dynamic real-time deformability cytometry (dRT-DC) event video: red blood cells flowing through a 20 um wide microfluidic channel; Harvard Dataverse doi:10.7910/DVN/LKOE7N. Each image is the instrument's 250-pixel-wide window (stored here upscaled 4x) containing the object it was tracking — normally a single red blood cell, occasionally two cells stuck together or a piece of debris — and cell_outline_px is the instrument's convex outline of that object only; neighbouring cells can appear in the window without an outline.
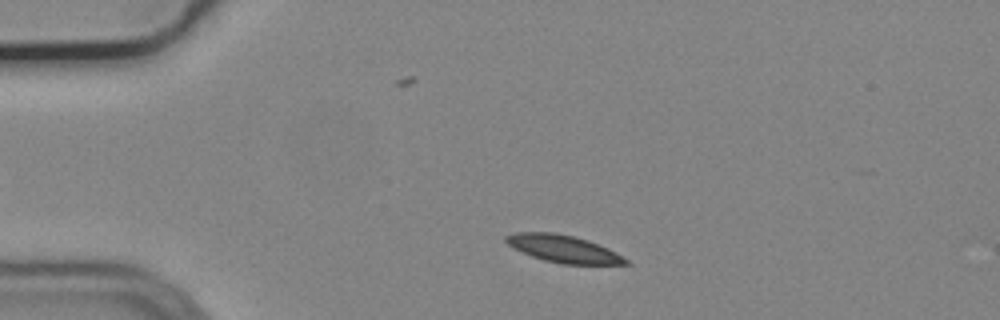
{"species": "common noctule bat (a hibernating species)", "species_latin": "Nyctalus noctula", "temperature_condition": "cold", "stored_images_in_passage": 43, "camera_frame_rate_fps": 3000, "um_per_image_px": 0.085, "animal": {"sex": "male", "body_mass_g": 19.2, "forearm_length_mm": 51.8}, "frame": {"image": 1, "passage_image": 6, "time_ms": 1.667, "image_size_px": [1000, 320], "cell_outline_px": [[632, 264], [560, 264], [544, 260], [532, 256], [508, 244], [504, 240], [504, 236], [516, 232], [556, 232], [588, 240], [608, 248], [628, 260]], "centroid_in_image_um": [47.89, 21.14], "position_along_channel_um": 37.1, "area_um2": 18.9}}
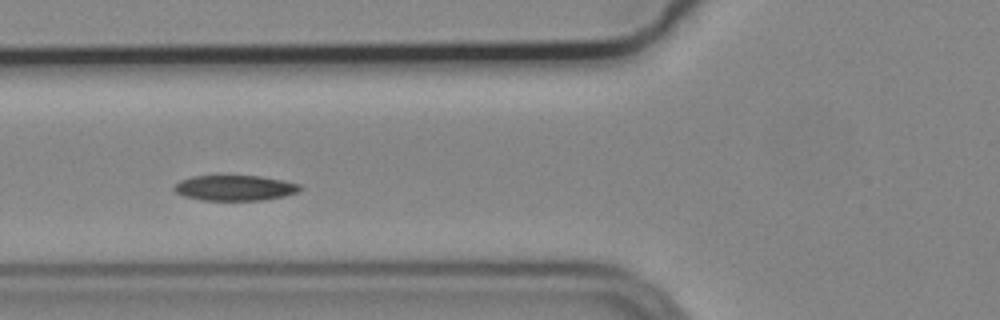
{"frame": {"image": 2, "passage_image": 15, "time_ms": 4.667, "image_size_px": [1000, 320], "cell_outline_px": [[304, 188], [296, 192], [284, 196], [260, 200], [204, 200], [184, 196], [176, 192], [172, 188], [180, 180], [192, 176], [260, 176], [300, 184]], "centroid_in_image_um": [19.95, 15.97], "position_along_channel_um": 105.8, "area_um2": 18.44}}
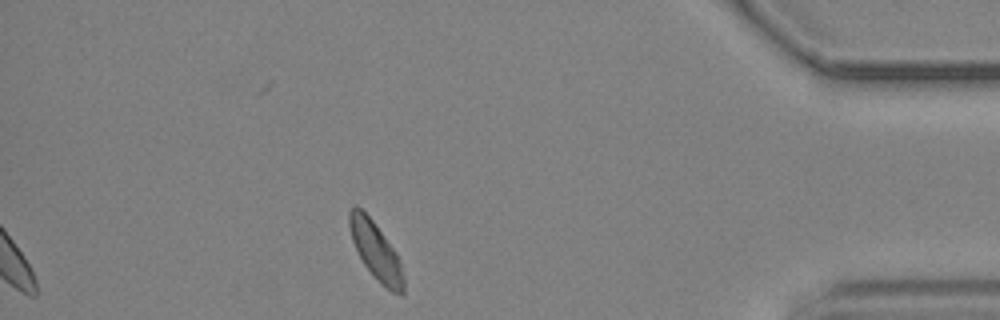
{"frame": {"image": 3, "passage_image": 43, "time_ms": 14.0, "image_size_px": [1000, 320], "cell_outline_px": [[404, 292], [400, 296], [392, 292], [364, 264], [352, 240], [348, 224], [348, 212], [356, 204], [372, 220], [396, 252], [400, 260], [404, 276]], "centroid_in_image_um": [31.95, 21.3], "position_along_channel_um": 403.2, "area_um2": 17.69}, "authors_computed_cell_mechanics": {"area_um2": 18.9584, "velocity_mm_per_s": 3.6636, "shape_relaxation_time_tau1_ms": null, "shape_relaxation_time_tau2_ms": 4.31, "deformation_change_tau1": null, "deformation_change_tau2": 0.081}}